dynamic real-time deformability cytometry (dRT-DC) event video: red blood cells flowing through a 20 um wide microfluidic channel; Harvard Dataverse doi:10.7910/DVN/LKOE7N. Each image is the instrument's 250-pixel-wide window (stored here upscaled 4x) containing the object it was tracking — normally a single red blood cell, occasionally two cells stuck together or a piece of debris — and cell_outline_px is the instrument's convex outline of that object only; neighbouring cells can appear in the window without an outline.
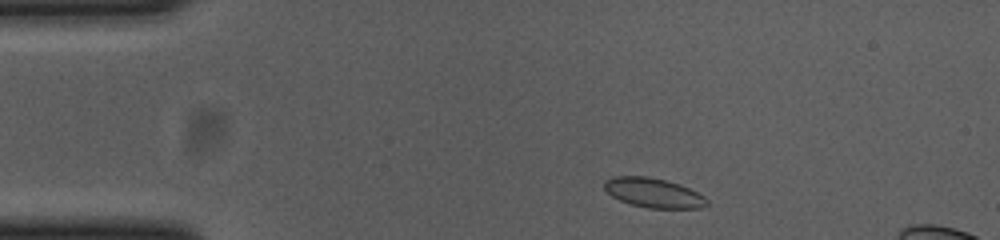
{"species": "common noctule bat (a hibernating species)", "species_latin": "Nyctalus noctula", "temperature_condition": "cold", "stored_images_in_passage": 48, "camera_frame_rate_fps": 3000, "um_per_image_px": 0.085, "animal": {"sex": "female", "body_mass_g": 23.0, "forearm_length_mm": 53.4}, "frame": {"image": 1, "passage_image": 2, "time_ms": 0.333, "image_size_px": [1000, 240], "cell_outline_px": [[708, 204], [700, 208], [648, 208], [632, 204], [620, 200], [612, 196], [604, 188], [604, 180], [612, 176], [648, 176], [664, 180], [688, 188], [704, 196], [708, 200]], "centroid_in_image_um": [55.52, 16.39], "position_along_channel_um": 29.5, "area_um2": 17.46}}
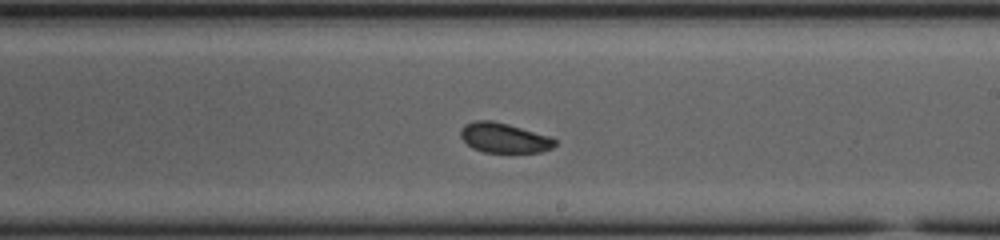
{"frame": {"image": 2, "passage_image": 24, "time_ms": 7.667, "image_size_px": [1000, 240], "cell_outline_px": [[556, 144], [552, 148], [540, 152], [484, 152], [472, 148], [460, 136], [460, 128], [464, 124], [476, 120], [492, 120], [508, 124], [548, 136], [556, 140]], "centroid_in_image_um": [42.81, 11.71], "position_along_channel_um": 246.2, "area_um2": 16.3}}
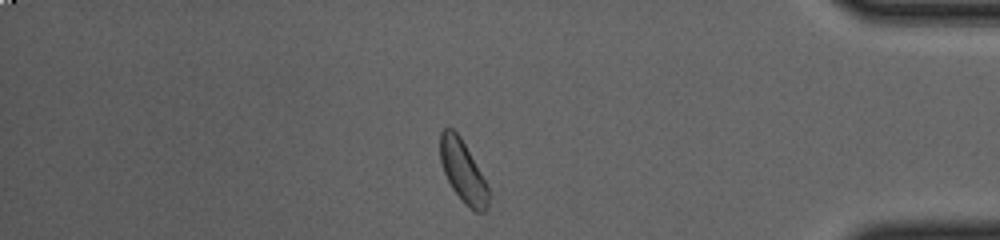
{"frame": {"image": 3, "passage_image": 39, "time_ms": 12.667, "image_size_px": [1000, 240], "cell_outline_px": [[488, 208], [484, 212], [476, 212], [452, 188], [444, 172], [440, 160], [440, 132], [444, 128], [452, 128], [460, 136], [480, 172], [488, 188]], "centroid_in_image_um": [39.33, 14.52], "position_along_channel_um": 395.9, "area_um2": 16.76}, "authors_computed_cell_mechanics": {"area_um2": 17.1666, "velocity_mm_per_s": 3.6789, "shape_relaxation_time_tau1_ms": null, "shape_relaxation_time_tau2_ms": 2.6184, "deformation_change_tau1": null, "deformation_change_tau2": 0.0609}}